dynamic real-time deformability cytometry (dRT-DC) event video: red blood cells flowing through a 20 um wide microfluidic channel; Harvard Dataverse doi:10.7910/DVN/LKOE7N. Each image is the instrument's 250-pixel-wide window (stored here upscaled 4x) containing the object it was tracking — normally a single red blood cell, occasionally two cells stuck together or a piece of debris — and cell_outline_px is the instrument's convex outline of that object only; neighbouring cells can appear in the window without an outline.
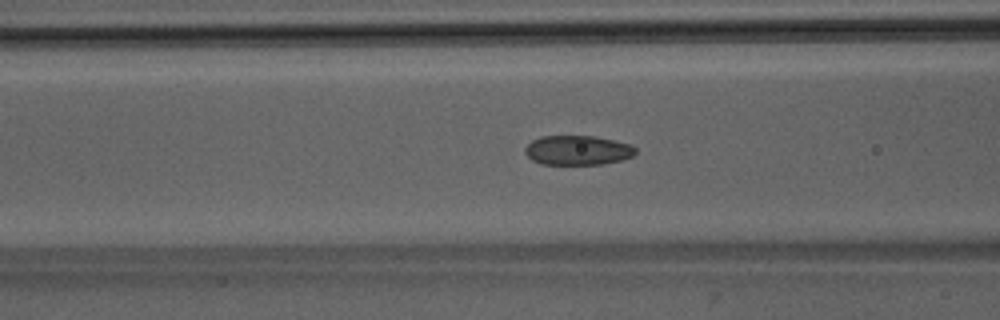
{"species": "Egyptian fruit bat (a non-hibernating species)", "species_latin": "Rousettus aegyptiacus", "temperature_condition": "room temperature", "stored_images_in_passage": 46, "camera_frame_rate_fps": 3000, "um_per_image_px": 0.085, "animal": {"sex": "male"}, "frame": {"image": 1, "passage_image": 15, "time_ms": 4.667, "image_size_px": [1000, 320], "cell_outline_px": [[636, 152], [632, 156], [620, 160], [604, 164], [540, 164], [532, 160], [524, 152], [524, 148], [532, 140], [540, 136], [592, 136], [612, 140], [628, 144], [636, 148]], "centroid_in_image_um": [49.05, 12.77], "position_along_channel_um": 117.5, "area_um2": 18.9}}
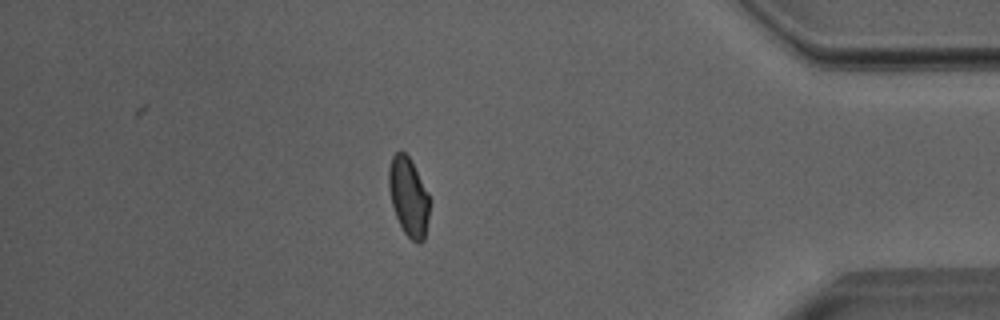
{"frame": {"image": 2, "passage_image": 39, "time_ms": 12.667, "image_size_px": [1000, 320], "cell_outline_px": [[428, 216], [424, 240], [420, 244], [416, 244], [404, 232], [396, 216], [392, 204], [388, 188], [388, 168], [392, 156], [400, 148], [408, 156], [428, 192]], "centroid_in_image_um": [34.7, 16.71], "position_along_channel_um": 400.5, "area_um2": 18.55}}
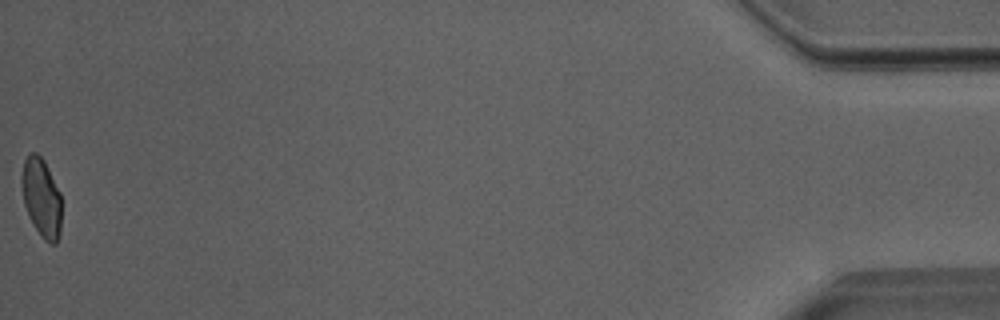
{"frame": {"image": 3, "passage_image": 46, "time_ms": 15.0, "image_size_px": [1000, 320], "cell_outline_px": [[60, 232], [56, 244], [52, 244], [44, 240], [40, 236], [32, 224], [28, 216], [24, 204], [20, 184], [20, 176], [24, 160], [32, 152], [36, 152], [44, 160], [60, 192]], "centroid_in_image_um": [3.49, 16.8], "position_along_channel_um": 431.7, "area_um2": 18.5}, "authors_computed_cell_mechanics": {"area_um2": 19.2185, "velocity_mm_per_s": 4.0047, "shape_relaxation_time_tau1_ms": 4.923, "shape_relaxation_time_tau2_ms": 0.9795, "deformation_change_tau1": 0.1192, "deformation_change_tau2": 0.0657}}